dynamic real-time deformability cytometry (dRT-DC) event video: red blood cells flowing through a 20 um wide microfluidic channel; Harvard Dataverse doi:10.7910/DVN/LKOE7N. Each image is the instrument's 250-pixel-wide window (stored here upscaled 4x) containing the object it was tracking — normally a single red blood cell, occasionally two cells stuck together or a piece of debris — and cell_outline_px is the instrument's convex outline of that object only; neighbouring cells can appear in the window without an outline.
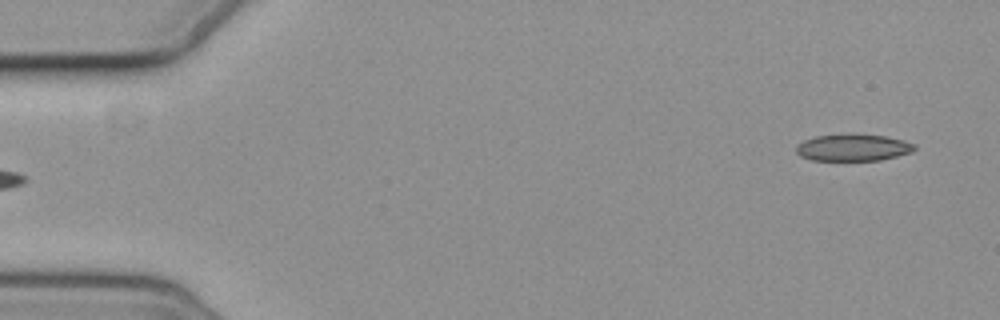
{"species": "common noctule bat (a hibernating species)", "species_latin": "Nyctalus noctula", "temperature_condition": "cold", "stored_images_in_passage": 6, "camera_frame_rate_fps": 3000, "um_per_image_px": 0.085, "animal": {"sex": "female", "body_mass_g": 19.3, "forearm_length_mm": 54.1}, "frame": {"image": 1, "passage_image": 6, "time_ms": 6.0, "image_size_px": [1000, 320], "cell_outline_px": [[916, 148], [912, 152], [880, 160], [812, 160], [800, 156], [796, 152], [796, 144], [804, 140], [816, 136], [884, 136], [904, 140], [916, 144]], "centroid_in_image_um": [72.51, 12.57], "position_along_channel_um": 12.5, "area_um2": 17.92}}